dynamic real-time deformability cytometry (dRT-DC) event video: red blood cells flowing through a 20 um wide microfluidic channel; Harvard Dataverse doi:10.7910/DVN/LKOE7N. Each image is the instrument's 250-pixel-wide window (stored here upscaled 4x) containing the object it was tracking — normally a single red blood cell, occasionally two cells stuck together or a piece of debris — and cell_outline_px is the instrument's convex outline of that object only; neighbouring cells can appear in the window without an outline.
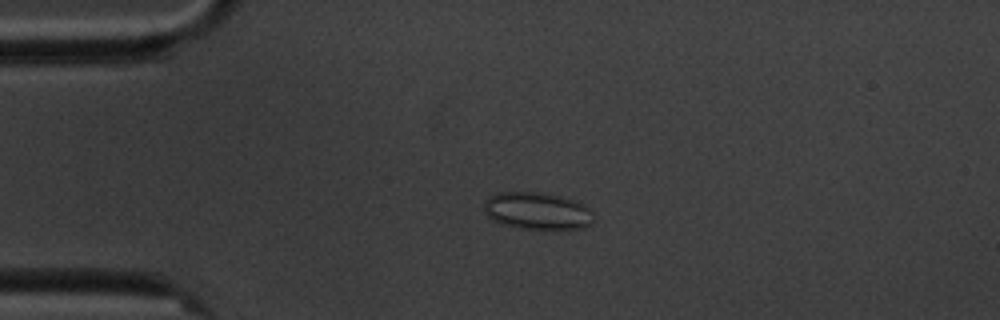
{"species": "common noctule bat (a hibernating species)", "species_latin": "Nyctalus noctula", "temperature_condition": "cold", "stored_images_in_passage": 4, "camera_frame_rate_fps": 3000, "um_per_image_px": 0.085, "animal": {"sex": "male", "body_mass_g": 20.1, "forearm_length_mm": 53.5}, "frame": {"image": 1, "passage_image": 3, "time_ms": 2.333, "image_size_px": [1000, 320], "cell_outline_px": [[592, 224], [584, 228], [520, 228], [504, 224], [492, 220], [484, 212], [484, 204], [488, 196], [496, 192], [540, 192], [560, 196], [576, 200], [584, 204], [592, 212]], "centroid_in_image_um": [45.65, 17.9], "position_along_channel_um": 39.4, "area_um2": 23.7}}